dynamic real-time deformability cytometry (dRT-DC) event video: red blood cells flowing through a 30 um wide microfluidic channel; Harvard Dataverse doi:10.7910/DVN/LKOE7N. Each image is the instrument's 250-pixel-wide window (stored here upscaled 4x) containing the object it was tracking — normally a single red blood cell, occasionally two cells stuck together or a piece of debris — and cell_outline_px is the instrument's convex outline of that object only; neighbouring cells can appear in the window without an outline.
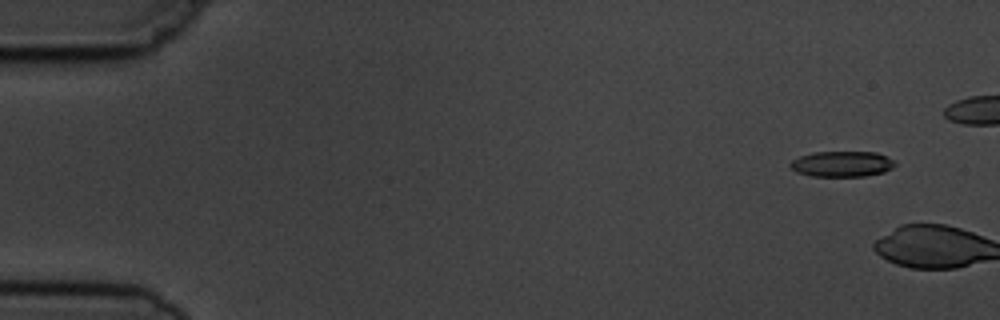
{"species": "common noctule bat (a hibernating species)", "species_latin": "Nyctalus noctula", "temperature_condition": "cold", "stored_images_in_passage": 2, "camera_frame_rate_fps": 3000, "um_per_image_px": 0.085, "animal": {"sex": "male", "body_mass_g": 19.5, "forearm_length_mm": 54.6}, "frame": {"image": 1, "passage_image": 1, "time_ms": 0.0, "image_size_px": [1000, 320], "cell_outline_px": [[896, 164], [892, 168], [884, 172], [864, 176], [812, 176], [796, 172], [788, 164], [792, 160], [800, 156], [812, 152], [876, 152], [888, 156], [896, 160]], "centroid_in_image_um": [71.59, 13.93], "position_along_channel_um": 13.4, "area_um2": 15.78}}